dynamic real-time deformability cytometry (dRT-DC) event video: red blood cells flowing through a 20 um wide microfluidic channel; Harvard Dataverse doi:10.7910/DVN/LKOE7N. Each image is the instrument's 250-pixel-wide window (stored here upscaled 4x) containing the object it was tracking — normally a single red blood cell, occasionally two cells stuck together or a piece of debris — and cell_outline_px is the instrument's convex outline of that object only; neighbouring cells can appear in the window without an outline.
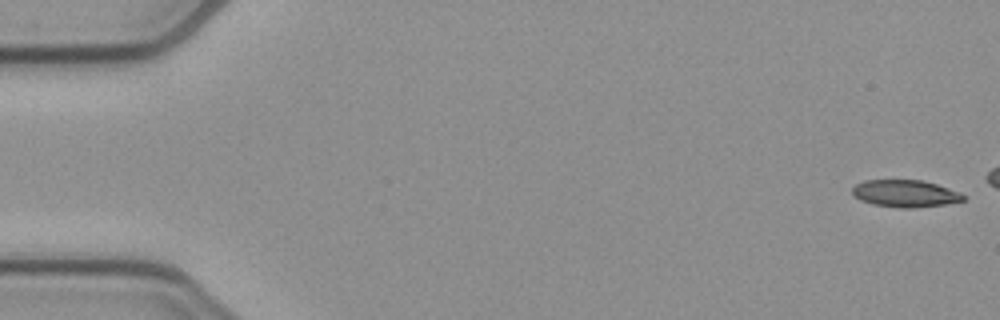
{"species": "common noctule bat (a hibernating species)", "species_latin": "Nyctalus noctula", "temperature_condition": "cold", "stored_images_in_passage": 16, "camera_frame_rate_fps": 3000, "um_per_image_px": 0.085, "animal": {"sex": "female", "body_mass_g": 21.9}, "frame": {"image": 1, "passage_image": 1, "time_ms": 0.0, "image_size_px": [1000, 320], "cell_outline_px": [[964, 200], [944, 204], [912, 208], [900, 208], [872, 204], [860, 200], [852, 196], [852, 188], [856, 184], [864, 180], [924, 180], [960, 192], [964, 196]], "centroid_in_image_um": [76.9, 16.44], "position_along_channel_um": 8.1, "area_um2": 17.57}}